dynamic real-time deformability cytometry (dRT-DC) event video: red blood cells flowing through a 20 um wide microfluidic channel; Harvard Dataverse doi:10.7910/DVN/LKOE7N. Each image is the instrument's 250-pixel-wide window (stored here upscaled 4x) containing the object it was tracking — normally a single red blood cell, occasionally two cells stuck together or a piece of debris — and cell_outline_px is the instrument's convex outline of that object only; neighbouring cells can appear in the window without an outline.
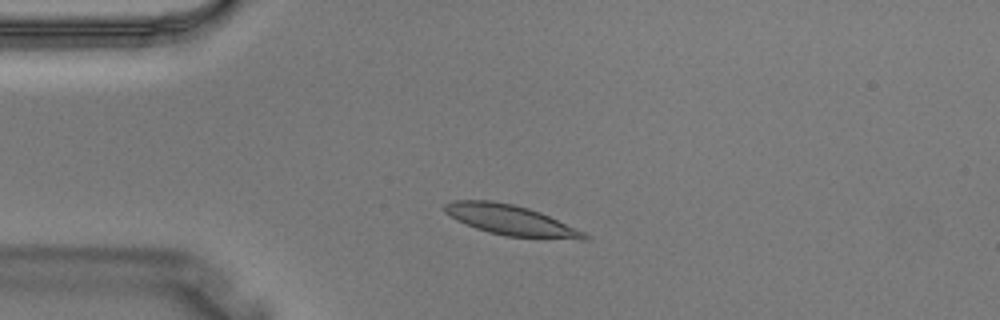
{"species": "Egyptian fruit bat (a non-hibernating species)", "species_latin": "Rousettus aegyptiacus", "temperature_condition": "warm", "stored_images_in_passage": 2, "camera_frame_rate_fps": 3000, "um_per_image_px": 0.085, "animal": {"sex": "male"}, "frame": {"image": 1, "passage_image": 1, "time_ms": 0.0, "image_size_px": [1000, 320], "cell_outline_px": [[592, 236], [588, 240], [580, 240], [504, 236], [488, 232], [476, 228], [456, 220], [444, 212], [444, 204], [452, 200], [492, 200], [512, 204], [528, 208], [540, 212], [584, 232]], "centroid_in_image_um": [43.42, 18.72], "position_along_channel_um": 41.6, "area_um2": 24.74}}